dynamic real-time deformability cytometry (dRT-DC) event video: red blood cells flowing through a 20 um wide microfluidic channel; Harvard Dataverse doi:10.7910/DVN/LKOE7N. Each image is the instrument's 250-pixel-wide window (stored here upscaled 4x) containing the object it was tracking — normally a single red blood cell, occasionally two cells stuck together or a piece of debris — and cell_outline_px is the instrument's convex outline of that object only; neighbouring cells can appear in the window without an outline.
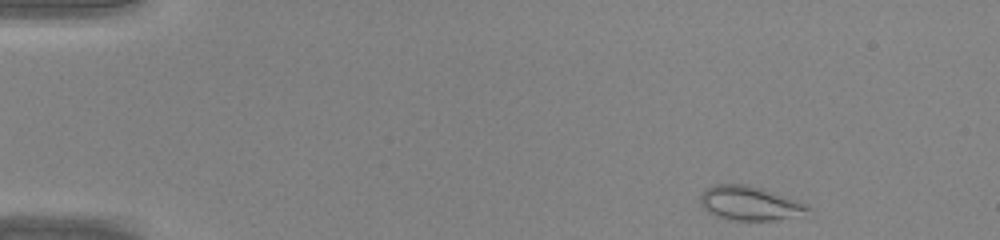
{"species": "common noctule bat (a hibernating species)", "species_latin": "Nyctalus noctula", "temperature_condition": "warm", "stored_images_in_passage": 41, "camera_frame_rate_fps": 3000, "um_per_image_px": 0.085, "animal": {"sex": "male", "body_mass_g": 20.0, "forearm_length_mm": 53.3}, "frame": {"image": 1, "passage_image": 1, "time_ms": 0.0, "image_size_px": [1000, 240], "cell_outline_px": [[812, 208], [776, 220], [728, 220], [716, 216], [708, 212], [700, 204], [700, 196], [704, 188], [712, 184], [748, 184], [760, 188], [804, 204]], "centroid_in_image_um": [63.54, 17.26], "position_along_channel_um": 21.5, "area_um2": 20.75}}
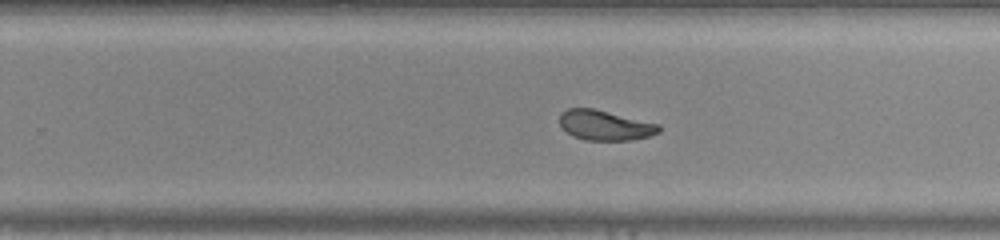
{"frame": {"image": 2, "passage_image": 25, "time_ms": 8.0, "image_size_px": [1000, 240], "cell_outline_px": [[660, 132], [648, 136], [632, 140], [584, 140], [572, 136], [560, 124], [560, 112], [568, 108], [592, 108], [660, 124]], "centroid_in_image_um": [51.42, 10.65], "position_along_channel_um": 278.4, "area_um2": 17.28}}
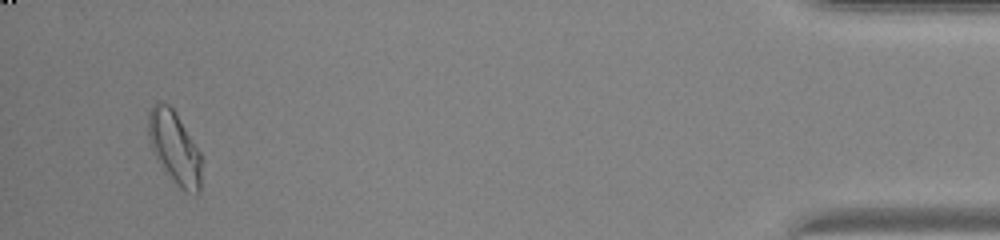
{"frame": {"image": 3, "passage_image": 39, "time_ms": 12.667, "image_size_px": [1000, 240], "cell_outline_px": [[200, 192], [196, 196], [180, 188], [172, 180], [164, 168], [152, 148], [148, 136], [148, 112], [152, 104], [168, 104], [176, 112], [200, 152]], "centroid_in_image_um": [14.84, 12.55], "position_along_channel_um": 420.4, "area_um2": 22.02}}